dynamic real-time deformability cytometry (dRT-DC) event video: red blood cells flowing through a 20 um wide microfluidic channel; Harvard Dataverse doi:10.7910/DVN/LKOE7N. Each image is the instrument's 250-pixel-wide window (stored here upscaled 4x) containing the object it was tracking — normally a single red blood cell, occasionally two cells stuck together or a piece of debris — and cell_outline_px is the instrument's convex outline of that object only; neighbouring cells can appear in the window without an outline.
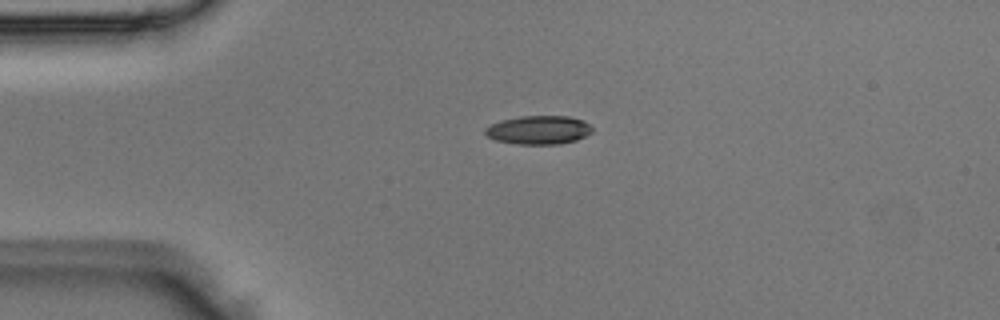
{"species": "Egyptian fruit bat (a non-hibernating species)", "species_latin": "Rousettus aegyptiacus", "temperature_condition": "room temperature", "stored_images_in_passage": 32, "camera_frame_rate_fps": 3000, "um_per_image_px": 0.085, "animal": {"sex": "male"}, "frame": {"image": 1, "passage_image": 1, "time_ms": 0.0, "image_size_px": [1000, 320], "cell_outline_px": [[592, 132], [576, 140], [560, 144], [516, 144], [496, 140], [488, 136], [484, 132], [484, 128], [500, 120], [520, 116], [568, 116], [584, 120], [592, 128]], "centroid_in_image_um": [45.78, 11.04], "position_along_channel_um": 39.2, "area_um2": 17.86}}
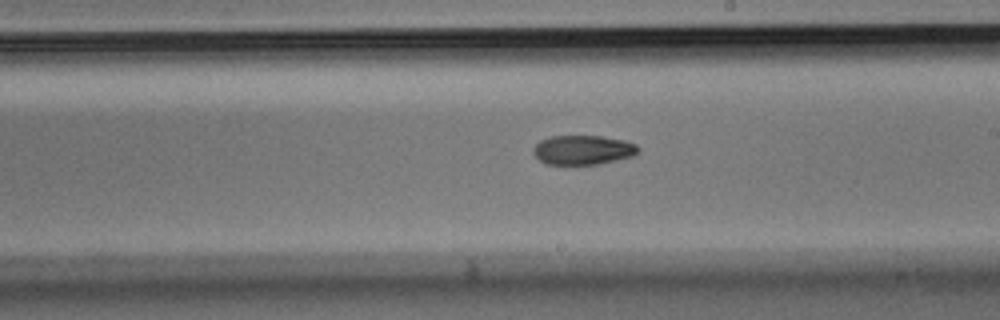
{"frame": {"image": 2, "passage_image": 18, "time_ms": 5.667, "image_size_px": [1000, 320], "cell_outline_px": [[640, 152], [632, 156], [600, 164], [544, 164], [532, 152], [532, 148], [540, 140], [548, 136], [600, 136], [624, 140], [636, 144], [640, 148]], "centroid_in_image_um": [49.55, 12.74], "position_along_channel_um": 239.5, "area_um2": 18.09}}
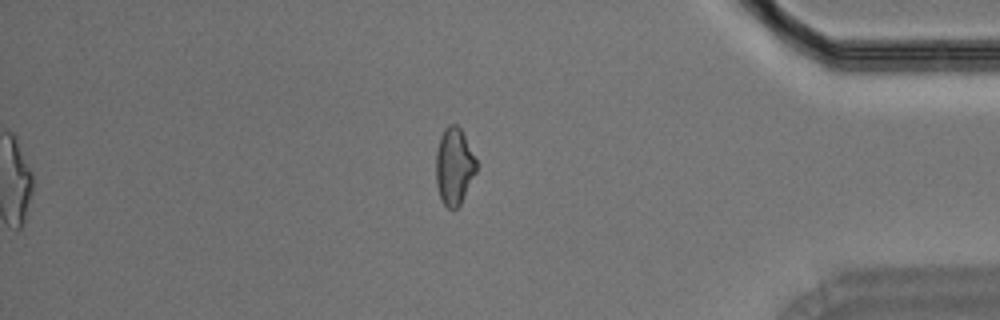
{"frame": {"image": 3, "passage_image": 32, "time_ms": 10.333, "image_size_px": [1000, 320], "cell_outline_px": [[476, 172], [460, 204], [452, 212], [440, 200], [436, 184], [436, 152], [440, 136], [444, 128], [448, 124], [456, 124], [460, 128], [476, 160]], "centroid_in_image_um": [38.57, 14.16], "position_along_channel_um": 396.6, "area_um2": 18.09}}